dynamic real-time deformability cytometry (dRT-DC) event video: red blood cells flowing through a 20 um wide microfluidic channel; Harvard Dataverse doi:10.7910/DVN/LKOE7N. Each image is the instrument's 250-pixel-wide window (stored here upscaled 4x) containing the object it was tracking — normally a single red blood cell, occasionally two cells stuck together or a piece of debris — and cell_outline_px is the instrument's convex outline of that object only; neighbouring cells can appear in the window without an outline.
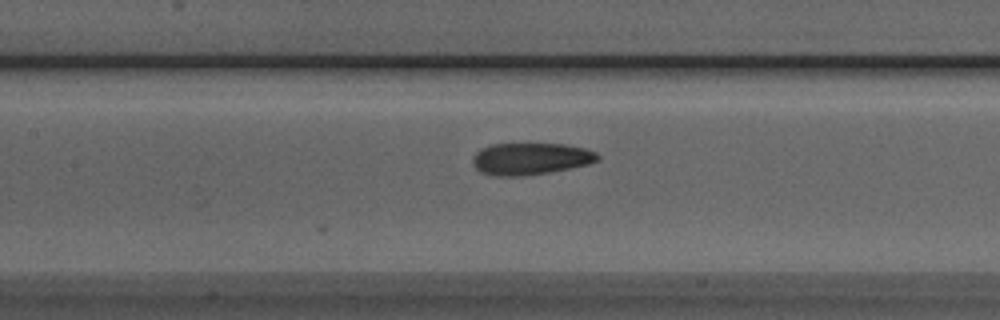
{"species": "Egyptian fruit bat (a non-hibernating species)", "species_latin": "Rousettus aegyptiacus", "temperature_condition": "room temperature", "stored_images_in_passage": 10, "camera_frame_rate_fps": 3000, "um_per_image_px": 0.085, "animal": {"sex": "male"}, "frame": {"image": 1, "passage_image": 10, "time_ms": 3.0, "image_size_px": [1000, 320], "cell_outline_px": [[600, 160], [588, 164], [548, 172], [524, 176], [492, 176], [480, 172], [472, 164], [472, 156], [480, 148], [492, 144], [564, 144], [584, 148], [596, 152], [600, 156]], "centroid_in_image_um": [45.06, 13.5], "position_along_channel_um": 162.3, "area_um2": 23.35}}